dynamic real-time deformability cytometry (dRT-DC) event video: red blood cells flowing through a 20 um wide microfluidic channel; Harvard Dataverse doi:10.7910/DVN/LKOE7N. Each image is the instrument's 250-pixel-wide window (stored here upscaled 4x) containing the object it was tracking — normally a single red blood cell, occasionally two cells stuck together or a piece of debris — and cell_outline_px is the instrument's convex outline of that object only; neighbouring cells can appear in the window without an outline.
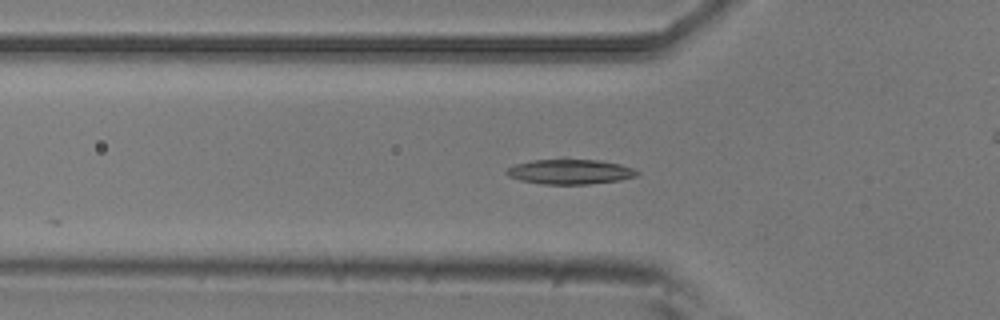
{"species": "common noctule bat (a hibernating species)", "species_latin": "Nyctalus noctula", "temperature_condition": "room temperature", "stored_images_in_passage": 31, "camera_frame_rate_fps": 3000, "um_per_image_px": 0.085, "animal": {"sex": "male", "body_mass_g": 20.5, "forearm_length_mm": 52.5}, "frame": {"image": 1, "passage_image": 17, "time_ms": 5.333, "image_size_px": [1000, 320], "cell_outline_px": [[640, 172], [636, 176], [620, 180], [588, 184], [544, 184], [520, 180], [508, 176], [504, 172], [508, 168], [516, 164], [532, 160], [600, 160], [620, 164], [632, 168]], "centroid_in_image_um": [48.45, 14.6], "position_along_channel_um": 77.3, "area_um2": 18.73}}
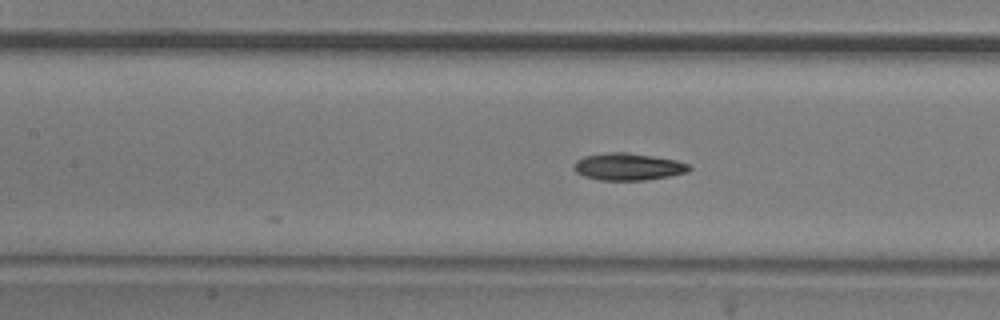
{"frame": {"image": 2, "passage_image": 23, "time_ms": 7.333, "image_size_px": [1000, 320], "cell_outline_px": [[692, 168], [688, 172], [668, 176], [644, 180], [600, 180], [584, 176], [576, 172], [572, 168], [576, 160], [584, 156], [608, 152], [628, 152], [676, 160], [692, 164]], "centroid_in_image_um": [53.4, 14.16], "position_along_channel_um": 154.0, "area_um2": 18.32}}
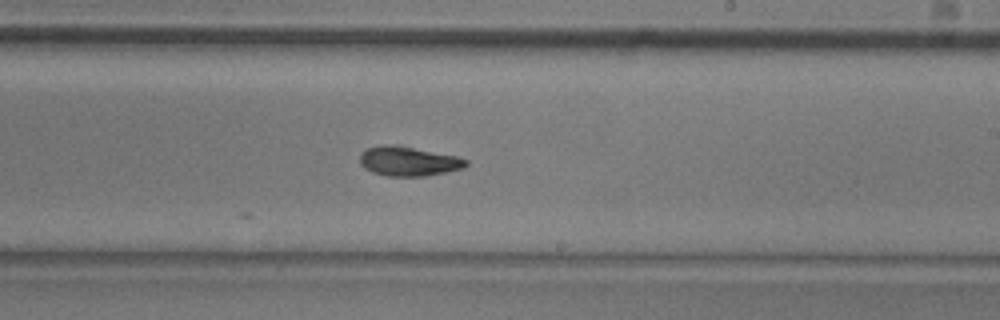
{"frame": {"image": 3, "passage_image": 31, "time_ms": 10.0, "image_size_px": [1000, 320], "cell_outline_px": [[468, 164], [464, 168], [424, 176], [384, 176], [372, 172], [364, 168], [360, 164], [360, 152], [368, 148], [380, 144], [396, 144], [456, 156], [468, 160]], "centroid_in_image_um": [34.68, 13.69], "position_along_channel_um": 254.3, "area_um2": 18.38}}